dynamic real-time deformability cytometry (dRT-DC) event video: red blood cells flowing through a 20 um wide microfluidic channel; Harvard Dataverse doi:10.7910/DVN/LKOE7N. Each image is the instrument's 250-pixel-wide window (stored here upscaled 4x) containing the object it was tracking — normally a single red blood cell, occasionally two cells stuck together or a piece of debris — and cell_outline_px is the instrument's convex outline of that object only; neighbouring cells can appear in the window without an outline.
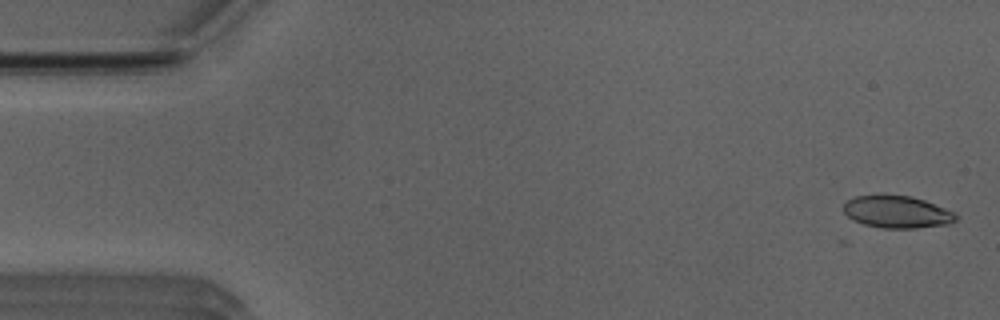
{"species": "Egyptian fruit bat (a non-hibernating species)", "species_latin": "Rousettus aegyptiacus", "temperature_condition": "room temperature", "stored_images_in_passage": 5, "camera_frame_rate_fps": 3000, "um_per_image_px": 0.085, "animal": {"sex": "male"}, "frame": {"image": 1, "passage_image": 2, "time_ms": 0.333, "image_size_px": [1000, 320], "cell_outline_px": [[960, 216], [956, 220], [948, 224], [916, 228], [884, 228], [864, 224], [852, 220], [844, 212], [844, 204], [848, 200], [856, 196], [912, 196], [924, 200], [944, 208]], "centroid_in_image_um": [76.26, 18.03], "position_along_channel_um": 8.7, "area_um2": 20.75}}